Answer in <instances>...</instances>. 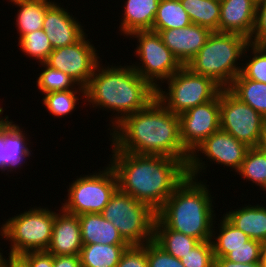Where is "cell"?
Instances as JSON below:
<instances>
[{
  "label": "cell",
  "instance_id": "1",
  "mask_svg": "<svg viewBox=\"0 0 266 267\" xmlns=\"http://www.w3.org/2000/svg\"><path fill=\"white\" fill-rule=\"evenodd\" d=\"M109 134L111 144L119 151L162 155L189 163L191 154L180 138L179 115L169 111L157 98L145 109L125 117Z\"/></svg>",
  "mask_w": 266,
  "mask_h": 267
},
{
  "label": "cell",
  "instance_id": "2",
  "mask_svg": "<svg viewBox=\"0 0 266 267\" xmlns=\"http://www.w3.org/2000/svg\"><path fill=\"white\" fill-rule=\"evenodd\" d=\"M110 146L109 165L117 176L118 189L156 212L187 176V164L182 159L139 155Z\"/></svg>",
  "mask_w": 266,
  "mask_h": 267
},
{
  "label": "cell",
  "instance_id": "3",
  "mask_svg": "<svg viewBox=\"0 0 266 267\" xmlns=\"http://www.w3.org/2000/svg\"><path fill=\"white\" fill-rule=\"evenodd\" d=\"M107 64H97L85 87V104L95 110L112 111L114 116L107 124L111 131L125 117L145 109L156 98V89L132 65Z\"/></svg>",
  "mask_w": 266,
  "mask_h": 267
},
{
  "label": "cell",
  "instance_id": "4",
  "mask_svg": "<svg viewBox=\"0 0 266 267\" xmlns=\"http://www.w3.org/2000/svg\"><path fill=\"white\" fill-rule=\"evenodd\" d=\"M205 180L187 175L156 212V217L169 229L199 241L211 240L216 219L215 197Z\"/></svg>",
  "mask_w": 266,
  "mask_h": 267
},
{
  "label": "cell",
  "instance_id": "5",
  "mask_svg": "<svg viewBox=\"0 0 266 267\" xmlns=\"http://www.w3.org/2000/svg\"><path fill=\"white\" fill-rule=\"evenodd\" d=\"M248 44L249 40L243 35L214 31L186 67L228 88L241 72L240 61H244L243 53Z\"/></svg>",
  "mask_w": 266,
  "mask_h": 267
},
{
  "label": "cell",
  "instance_id": "6",
  "mask_svg": "<svg viewBox=\"0 0 266 267\" xmlns=\"http://www.w3.org/2000/svg\"><path fill=\"white\" fill-rule=\"evenodd\" d=\"M35 206L8 218L0 227L1 238L10 243L7 255L46 251L52 238L54 210Z\"/></svg>",
  "mask_w": 266,
  "mask_h": 267
},
{
  "label": "cell",
  "instance_id": "7",
  "mask_svg": "<svg viewBox=\"0 0 266 267\" xmlns=\"http://www.w3.org/2000/svg\"><path fill=\"white\" fill-rule=\"evenodd\" d=\"M129 245H144L154 239L156 211L119 189L101 212Z\"/></svg>",
  "mask_w": 266,
  "mask_h": 267
},
{
  "label": "cell",
  "instance_id": "8",
  "mask_svg": "<svg viewBox=\"0 0 266 267\" xmlns=\"http://www.w3.org/2000/svg\"><path fill=\"white\" fill-rule=\"evenodd\" d=\"M164 82L167 89L158 87L156 98L176 115L213 100L222 90L212 78L195 74L186 66Z\"/></svg>",
  "mask_w": 266,
  "mask_h": 267
},
{
  "label": "cell",
  "instance_id": "9",
  "mask_svg": "<svg viewBox=\"0 0 266 267\" xmlns=\"http://www.w3.org/2000/svg\"><path fill=\"white\" fill-rule=\"evenodd\" d=\"M103 169V170H101ZM99 171L80 175L67 188L66 200L61 208L74 215L101 213L111 196L118 189V180L113 168L107 164Z\"/></svg>",
  "mask_w": 266,
  "mask_h": 267
},
{
  "label": "cell",
  "instance_id": "10",
  "mask_svg": "<svg viewBox=\"0 0 266 267\" xmlns=\"http://www.w3.org/2000/svg\"><path fill=\"white\" fill-rule=\"evenodd\" d=\"M128 37L137 40L134 56L138 61L131 64L133 69L155 89L162 87L183 66L164 44L160 34L152 30L136 31ZM135 63V64H134ZM162 84V85H161Z\"/></svg>",
  "mask_w": 266,
  "mask_h": 267
},
{
  "label": "cell",
  "instance_id": "11",
  "mask_svg": "<svg viewBox=\"0 0 266 267\" xmlns=\"http://www.w3.org/2000/svg\"><path fill=\"white\" fill-rule=\"evenodd\" d=\"M220 129L248 147H258L266 131V118L237 98L228 88H222Z\"/></svg>",
  "mask_w": 266,
  "mask_h": 267
},
{
  "label": "cell",
  "instance_id": "12",
  "mask_svg": "<svg viewBox=\"0 0 266 267\" xmlns=\"http://www.w3.org/2000/svg\"><path fill=\"white\" fill-rule=\"evenodd\" d=\"M248 149L249 147L245 143L238 141L230 133L219 129L206 138L192 152L187 165V175L195 178L201 177L207 170V162H212V164L214 162V164L223 165L226 168L230 167L229 169L237 172L242 165ZM203 159L209 161L206 160L205 163Z\"/></svg>",
  "mask_w": 266,
  "mask_h": 267
},
{
  "label": "cell",
  "instance_id": "13",
  "mask_svg": "<svg viewBox=\"0 0 266 267\" xmlns=\"http://www.w3.org/2000/svg\"><path fill=\"white\" fill-rule=\"evenodd\" d=\"M86 35L76 43L54 49L45 62L48 66L68 74L83 87L87 86L97 64L102 61L99 51Z\"/></svg>",
  "mask_w": 266,
  "mask_h": 267
},
{
  "label": "cell",
  "instance_id": "14",
  "mask_svg": "<svg viewBox=\"0 0 266 267\" xmlns=\"http://www.w3.org/2000/svg\"><path fill=\"white\" fill-rule=\"evenodd\" d=\"M179 120L182 144L192 154L206 138L220 129V93L213 100L180 114Z\"/></svg>",
  "mask_w": 266,
  "mask_h": 267
},
{
  "label": "cell",
  "instance_id": "15",
  "mask_svg": "<svg viewBox=\"0 0 266 267\" xmlns=\"http://www.w3.org/2000/svg\"><path fill=\"white\" fill-rule=\"evenodd\" d=\"M54 2L47 8L42 29L47 34L53 49L78 42L86 33L77 17L68 12V7Z\"/></svg>",
  "mask_w": 266,
  "mask_h": 267
},
{
  "label": "cell",
  "instance_id": "16",
  "mask_svg": "<svg viewBox=\"0 0 266 267\" xmlns=\"http://www.w3.org/2000/svg\"><path fill=\"white\" fill-rule=\"evenodd\" d=\"M158 32L164 44L182 64L187 66L199 50L205 45L212 33L209 28L191 24L184 28L152 30Z\"/></svg>",
  "mask_w": 266,
  "mask_h": 267
},
{
  "label": "cell",
  "instance_id": "17",
  "mask_svg": "<svg viewBox=\"0 0 266 267\" xmlns=\"http://www.w3.org/2000/svg\"><path fill=\"white\" fill-rule=\"evenodd\" d=\"M55 214L48 253L54 256L80 255L83 243L78 215L64 211L61 206Z\"/></svg>",
  "mask_w": 266,
  "mask_h": 267
},
{
  "label": "cell",
  "instance_id": "18",
  "mask_svg": "<svg viewBox=\"0 0 266 267\" xmlns=\"http://www.w3.org/2000/svg\"><path fill=\"white\" fill-rule=\"evenodd\" d=\"M256 5L253 0L220 1L218 32L237 33L249 40L255 24Z\"/></svg>",
  "mask_w": 266,
  "mask_h": 267
},
{
  "label": "cell",
  "instance_id": "19",
  "mask_svg": "<svg viewBox=\"0 0 266 267\" xmlns=\"http://www.w3.org/2000/svg\"><path fill=\"white\" fill-rule=\"evenodd\" d=\"M8 115L4 116V172L7 174L22 169L23 165L27 163L26 160L32 156L33 152L29 149L27 142L30 141V135L14 123L13 119L8 120ZM22 129V130H21ZM24 130V131H23ZM26 132V133H25ZM28 136V137H27ZM32 153V154H31ZM17 168V169H16Z\"/></svg>",
  "mask_w": 266,
  "mask_h": 267
},
{
  "label": "cell",
  "instance_id": "20",
  "mask_svg": "<svg viewBox=\"0 0 266 267\" xmlns=\"http://www.w3.org/2000/svg\"><path fill=\"white\" fill-rule=\"evenodd\" d=\"M160 0H125L120 35L127 37L136 31L152 30ZM126 35V36H125Z\"/></svg>",
  "mask_w": 266,
  "mask_h": 267
},
{
  "label": "cell",
  "instance_id": "21",
  "mask_svg": "<svg viewBox=\"0 0 266 267\" xmlns=\"http://www.w3.org/2000/svg\"><path fill=\"white\" fill-rule=\"evenodd\" d=\"M83 244L129 245L118 229L101 213H86L78 216Z\"/></svg>",
  "mask_w": 266,
  "mask_h": 267
},
{
  "label": "cell",
  "instance_id": "22",
  "mask_svg": "<svg viewBox=\"0 0 266 267\" xmlns=\"http://www.w3.org/2000/svg\"><path fill=\"white\" fill-rule=\"evenodd\" d=\"M223 215L250 239L266 243V207L263 204L231 208Z\"/></svg>",
  "mask_w": 266,
  "mask_h": 267
},
{
  "label": "cell",
  "instance_id": "23",
  "mask_svg": "<svg viewBox=\"0 0 266 267\" xmlns=\"http://www.w3.org/2000/svg\"><path fill=\"white\" fill-rule=\"evenodd\" d=\"M8 1V0H7ZM17 9L15 16L17 34L23 35L41 30L47 8L54 2L52 0H9Z\"/></svg>",
  "mask_w": 266,
  "mask_h": 267
},
{
  "label": "cell",
  "instance_id": "24",
  "mask_svg": "<svg viewBox=\"0 0 266 267\" xmlns=\"http://www.w3.org/2000/svg\"><path fill=\"white\" fill-rule=\"evenodd\" d=\"M220 218H222L219 219L220 223L216 221L217 218L215 219L210 240L214 257H226L230 249L245 246V243L250 240L248 235L235 227L224 215ZM215 225H218V228Z\"/></svg>",
  "mask_w": 266,
  "mask_h": 267
},
{
  "label": "cell",
  "instance_id": "25",
  "mask_svg": "<svg viewBox=\"0 0 266 267\" xmlns=\"http://www.w3.org/2000/svg\"><path fill=\"white\" fill-rule=\"evenodd\" d=\"M168 254L181 259L201 241L181 232L169 229L157 217L154 224V239Z\"/></svg>",
  "mask_w": 266,
  "mask_h": 267
},
{
  "label": "cell",
  "instance_id": "26",
  "mask_svg": "<svg viewBox=\"0 0 266 267\" xmlns=\"http://www.w3.org/2000/svg\"><path fill=\"white\" fill-rule=\"evenodd\" d=\"M130 245L83 244L81 267H116L123 252Z\"/></svg>",
  "mask_w": 266,
  "mask_h": 267
},
{
  "label": "cell",
  "instance_id": "27",
  "mask_svg": "<svg viewBox=\"0 0 266 267\" xmlns=\"http://www.w3.org/2000/svg\"><path fill=\"white\" fill-rule=\"evenodd\" d=\"M228 89L266 118V84L245 78L241 73Z\"/></svg>",
  "mask_w": 266,
  "mask_h": 267
},
{
  "label": "cell",
  "instance_id": "28",
  "mask_svg": "<svg viewBox=\"0 0 266 267\" xmlns=\"http://www.w3.org/2000/svg\"><path fill=\"white\" fill-rule=\"evenodd\" d=\"M189 15L192 24L217 31L220 20V1L218 0H179Z\"/></svg>",
  "mask_w": 266,
  "mask_h": 267
},
{
  "label": "cell",
  "instance_id": "29",
  "mask_svg": "<svg viewBox=\"0 0 266 267\" xmlns=\"http://www.w3.org/2000/svg\"><path fill=\"white\" fill-rule=\"evenodd\" d=\"M191 24L179 0H160L152 30L184 28Z\"/></svg>",
  "mask_w": 266,
  "mask_h": 267
},
{
  "label": "cell",
  "instance_id": "30",
  "mask_svg": "<svg viewBox=\"0 0 266 267\" xmlns=\"http://www.w3.org/2000/svg\"><path fill=\"white\" fill-rule=\"evenodd\" d=\"M79 94V95H78ZM78 95V96H77ZM80 96V98H79ZM84 100H83V98ZM85 102V89H70L66 91H53L44 94L42 104L49 114L55 117H64L73 114L72 111L77 109L79 100Z\"/></svg>",
  "mask_w": 266,
  "mask_h": 267
},
{
  "label": "cell",
  "instance_id": "31",
  "mask_svg": "<svg viewBox=\"0 0 266 267\" xmlns=\"http://www.w3.org/2000/svg\"><path fill=\"white\" fill-rule=\"evenodd\" d=\"M243 180L263 187L266 184V153L258 147H249L240 169L236 172Z\"/></svg>",
  "mask_w": 266,
  "mask_h": 267
},
{
  "label": "cell",
  "instance_id": "32",
  "mask_svg": "<svg viewBox=\"0 0 266 267\" xmlns=\"http://www.w3.org/2000/svg\"><path fill=\"white\" fill-rule=\"evenodd\" d=\"M43 67L38 73L36 86L41 94L53 91H66L70 89H85L78 85L68 74L48 66L46 63L38 64Z\"/></svg>",
  "mask_w": 266,
  "mask_h": 267
},
{
  "label": "cell",
  "instance_id": "33",
  "mask_svg": "<svg viewBox=\"0 0 266 267\" xmlns=\"http://www.w3.org/2000/svg\"><path fill=\"white\" fill-rule=\"evenodd\" d=\"M22 53L37 63H45L50 53L54 50L50 40L43 29L34 31L18 38V45Z\"/></svg>",
  "mask_w": 266,
  "mask_h": 267
},
{
  "label": "cell",
  "instance_id": "34",
  "mask_svg": "<svg viewBox=\"0 0 266 267\" xmlns=\"http://www.w3.org/2000/svg\"><path fill=\"white\" fill-rule=\"evenodd\" d=\"M248 51L251 53H246ZM243 54V59L246 61H242L240 73L247 79L266 84V46H259L249 43L246 46Z\"/></svg>",
  "mask_w": 266,
  "mask_h": 267
},
{
  "label": "cell",
  "instance_id": "35",
  "mask_svg": "<svg viewBox=\"0 0 266 267\" xmlns=\"http://www.w3.org/2000/svg\"><path fill=\"white\" fill-rule=\"evenodd\" d=\"M180 261L185 267H214V253L211 241H201Z\"/></svg>",
  "mask_w": 266,
  "mask_h": 267
},
{
  "label": "cell",
  "instance_id": "36",
  "mask_svg": "<svg viewBox=\"0 0 266 267\" xmlns=\"http://www.w3.org/2000/svg\"><path fill=\"white\" fill-rule=\"evenodd\" d=\"M263 243L250 239L245 246L230 249V253L225 257L227 260L236 263H254L261 261Z\"/></svg>",
  "mask_w": 266,
  "mask_h": 267
},
{
  "label": "cell",
  "instance_id": "37",
  "mask_svg": "<svg viewBox=\"0 0 266 267\" xmlns=\"http://www.w3.org/2000/svg\"><path fill=\"white\" fill-rule=\"evenodd\" d=\"M148 267H185L180 259L168 254L154 240L147 242Z\"/></svg>",
  "mask_w": 266,
  "mask_h": 267
},
{
  "label": "cell",
  "instance_id": "38",
  "mask_svg": "<svg viewBox=\"0 0 266 267\" xmlns=\"http://www.w3.org/2000/svg\"><path fill=\"white\" fill-rule=\"evenodd\" d=\"M116 267H148L147 243L127 247Z\"/></svg>",
  "mask_w": 266,
  "mask_h": 267
},
{
  "label": "cell",
  "instance_id": "39",
  "mask_svg": "<svg viewBox=\"0 0 266 267\" xmlns=\"http://www.w3.org/2000/svg\"><path fill=\"white\" fill-rule=\"evenodd\" d=\"M249 43L266 46V0L256 5L255 24Z\"/></svg>",
  "mask_w": 266,
  "mask_h": 267
},
{
  "label": "cell",
  "instance_id": "40",
  "mask_svg": "<svg viewBox=\"0 0 266 267\" xmlns=\"http://www.w3.org/2000/svg\"><path fill=\"white\" fill-rule=\"evenodd\" d=\"M19 256L30 267H53V255L47 251H31Z\"/></svg>",
  "mask_w": 266,
  "mask_h": 267
},
{
  "label": "cell",
  "instance_id": "41",
  "mask_svg": "<svg viewBox=\"0 0 266 267\" xmlns=\"http://www.w3.org/2000/svg\"><path fill=\"white\" fill-rule=\"evenodd\" d=\"M53 267H81L79 255H53Z\"/></svg>",
  "mask_w": 266,
  "mask_h": 267
},
{
  "label": "cell",
  "instance_id": "42",
  "mask_svg": "<svg viewBox=\"0 0 266 267\" xmlns=\"http://www.w3.org/2000/svg\"><path fill=\"white\" fill-rule=\"evenodd\" d=\"M214 267H263L261 261L254 263H236L227 260L225 257H214Z\"/></svg>",
  "mask_w": 266,
  "mask_h": 267
},
{
  "label": "cell",
  "instance_id": "43",
  "mask_svg": "<svg viewBox=\"0 0 266 267\" xmlns=\"http://www.w3.org/2000/svg\"><path fill=\"white\" fill-rule=\"evenodd\" d=\"M5 267H30L19 255H9L5 259Z\"/></svg>",
  "mask_w": 266,
  "mask_h": 267
},
{
  "label": "cell",
  "instance_id": "44",
  "mask_svg": "<svg viewBox=\"0 0 266 267\" xmlns=\"http://www.w3.org/2000/svg\"><path fill=\"white\" fill-rule=\"evenodd\" d=\"M4 117L0 118V171L4 172Z\"/></svg>",
  "mask_w": 266,
  "mask_h": 267
},
{
  "label": "cell",
  "instance_id": "45",
  "mask_svg": "<svg viewBox=\"0 0 266 267\" xmlns=\"http://www.w3.org/2000/svg\"><path fill=\"white\" fill-rule=\"evenodd\" d=\"M261 264L263 267H266V243H264L262 246Z\"/></svg>",
  "mask_w": 266,
  "mask_h": 267
},
{
  "label": "cell",
  "instance_id": "46",
  "mask_svg": "<svg viewBox=\"0 0 266 267\" xmlns=\"http://www.w3.org/2000/svg\"><path fill=\"white\" fill-rule=\"evenodd\" d=\"M260 148L266 153V131L261 139Z\"/></svg>",
  "mask_w": 266,
  "mask_h": 267
},
{
  "label": "cell",
  "instance_id": "47",
  "mask_svg": "<svg viewBox=\"0 0 266 267\" xmlns=\"http://www.w3.org/2000/svg\"><path fill=\"white\" fill-rule=\"evenodd\" d=\"M5 259L6 257L2 254L0 256V267H5Z\"/></svg>",
  "mask_w": 266,
  "mask_h": 267
},
{
  "label": "cell",
  "instance_id": "48",
  "mask_svg": "<svg viewBox=\"0 0 266 267\" xmlns=\"http://www.w3.org/2000/svg\"><path fill=\"white\" fill-rule=\"evenodd\" d=\"M3 112H4L3 107L0 106V118L2 117L1 114H3Z\"/></svg>",
  "mask_w": 266,
  "mask_h": 267
},
{
  "label": "cell",
  "instance_id": "49",
  "mask_svg": "<svg viewBox=\"0 0 266 267\" xmlns=\"http://www.w3.org/2000/svg\"><path fill=\"white\" fill-rule=\"evenodd\" d=\"M262 191H266V184L262 187Z\"/></svg>",
  "mask_w": 266,
  "mask_h": 267
},
{
  "label": "cell",
  "instance_id": "50",
  "mask_svg": "<svg viewBox=\"0 0 266 267\" xmlns=\"http://www.w3.org/2000/svg\"><path fill=\"white\" fill-rule=\"evenodd\" d=\"M253 1H255L256 3H260V2H262L263 0H253Z\"/></svg>",
  "mask_w": 266,
  "mask_h": 267
},
{
  "label": "cell",
  "instance_id": "51",
  "mask_svg": "<svg viewBox=\"0 0 266 267\" xmlns=\"http://www.w3.org/2000/svg\"><path fill=\"white\" fill-rule=\"evenodd\" d=\"M0 250L3 252L2 248H0ZM1 251H0V256L3 254Z\"/></svg>",
  "mask_w": 266,
  "mask_h": 267
}]
</instances>
